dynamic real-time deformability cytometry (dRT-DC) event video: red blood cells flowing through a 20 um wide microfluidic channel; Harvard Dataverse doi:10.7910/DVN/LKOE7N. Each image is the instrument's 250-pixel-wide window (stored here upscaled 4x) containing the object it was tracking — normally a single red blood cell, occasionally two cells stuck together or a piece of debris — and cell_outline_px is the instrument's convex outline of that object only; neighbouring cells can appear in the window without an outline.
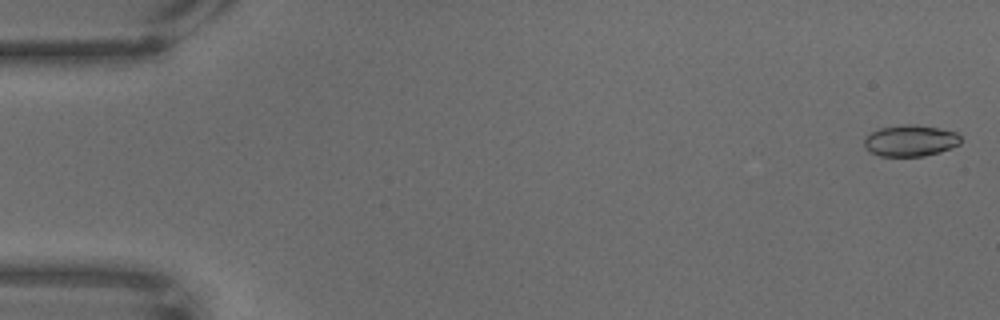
{"species": "common noctule bat (a hibernating species)", "species_latin": "Nyctalus noctula", "temperature_condition": "warm", "stored_images_in_passage": 69, "camera_frame_rate_fps": 3000, "um_per_image_px": 0.085, "animal": {"sex": "male", "body_mass_g": 18.8}, "frame": {"image": 1, "passage_image": 2, "time_ms": 0.333, "image_size_px": [1000, 320], "cell_outline_px": [[960, 144], [940, 152], [924, 156], [880, 156], [872, 152], [864, 144], [864, 136], [880, 128], [904, 124], [916, 124], [956, 132], [960, 136]], "centroid_in_image_um": [77.38, 11.95], "position_along_channel_um": 7.6, "area_um2": 17.51}}
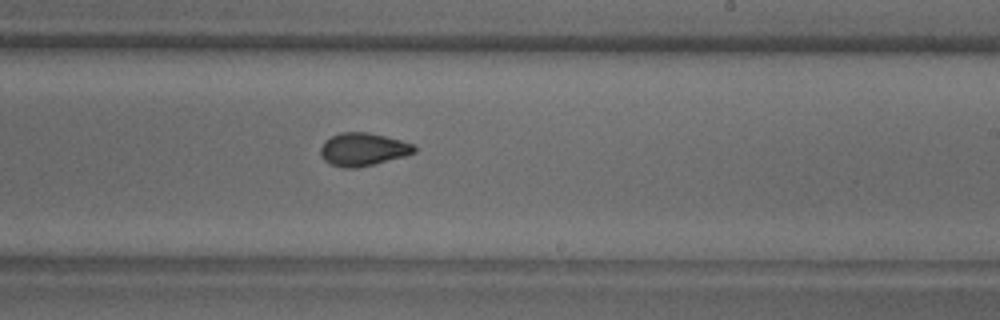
{"frame": {"image": 2, "passage_image": 42, "time_ms": 13.667, "image_size_px": [1000, 320], "cell_outline_px": [[416, 152], [404, 156], [356, 168], [344, 168], [332, 164], [324, 160], [320, 156], [320, 148], [324, 140], [340, 132], [368, 132], [400, 140], [412, 144], [416, 148]], "centroid_in_image_um": [30.81, 12.69], "position_along_channel_um": 258.2, "area_um2": 17.86}}
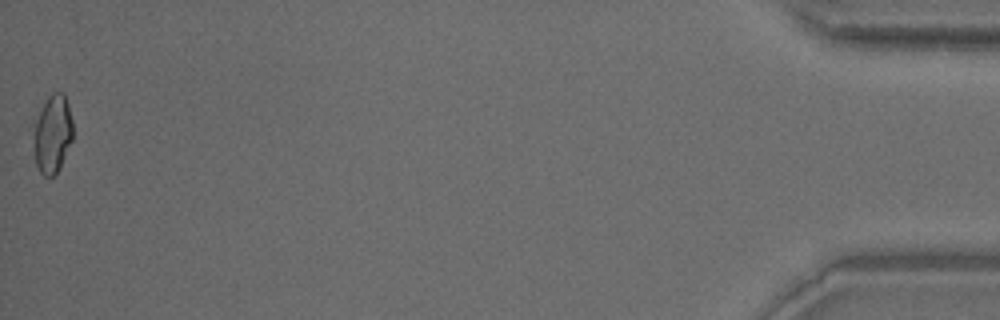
{"frame": {"image": 3, "passage_image": 69, "time_ms": 22.667, "image_size_px": [1000, 320], "cell_outline_px": [[72, 140], [60, 168], [52, 176], [44, 176], [40, 172], [36, 164], [32, 124], [32, 120], [48, 96], [52, 92], [64, 92], [68, 104], [72, 120]], "centroid_in_image_um": [4.44, 11.34], "position_along_channel_um": 430.8, "area_um2": 18.26}}